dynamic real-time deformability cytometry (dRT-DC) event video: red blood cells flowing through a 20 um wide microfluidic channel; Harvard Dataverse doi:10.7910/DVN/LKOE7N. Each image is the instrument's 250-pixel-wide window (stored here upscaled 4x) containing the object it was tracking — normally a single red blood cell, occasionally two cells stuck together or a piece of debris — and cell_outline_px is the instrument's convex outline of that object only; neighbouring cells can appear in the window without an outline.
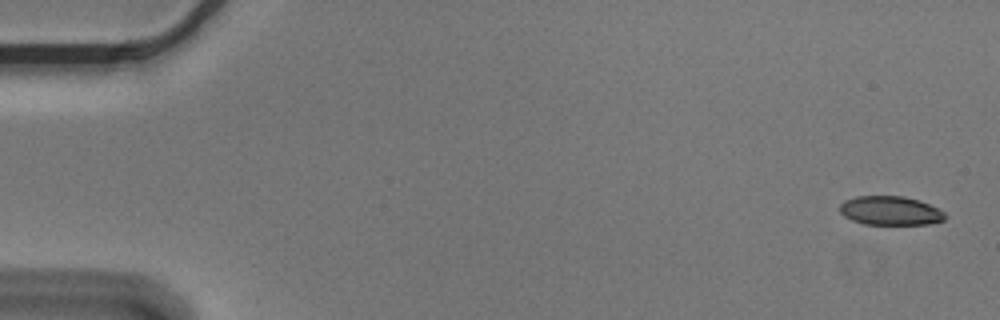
{"species": "Egyptian fruit bat (a non-hibernating species)", "species_latin": "Rousettus aegyptiacus", "temperature_condition": "cold", "stored_images_in_passage": 4, "camera_frame_rate_fps": 3000, "um_per_image_px": 0.085, "animal": {"sex": "male"}, "frame": {"image": 1, "passage_image": 1, "time_ms": 0.0, "image_size_px": [1000, 320], "cell_outline_px": [[948, 216], [944, 220], [928, 224], [864, 224], [852, 220], [844, 216], [840, 212], [840, 204], [844, 200], [856, 196], [904, 196], [920, 200], [944, 212]], "centroid_in_image_um": [75.67, 17.9], "position_along_channel_um": 9.3, "area_um2": 17.8}}